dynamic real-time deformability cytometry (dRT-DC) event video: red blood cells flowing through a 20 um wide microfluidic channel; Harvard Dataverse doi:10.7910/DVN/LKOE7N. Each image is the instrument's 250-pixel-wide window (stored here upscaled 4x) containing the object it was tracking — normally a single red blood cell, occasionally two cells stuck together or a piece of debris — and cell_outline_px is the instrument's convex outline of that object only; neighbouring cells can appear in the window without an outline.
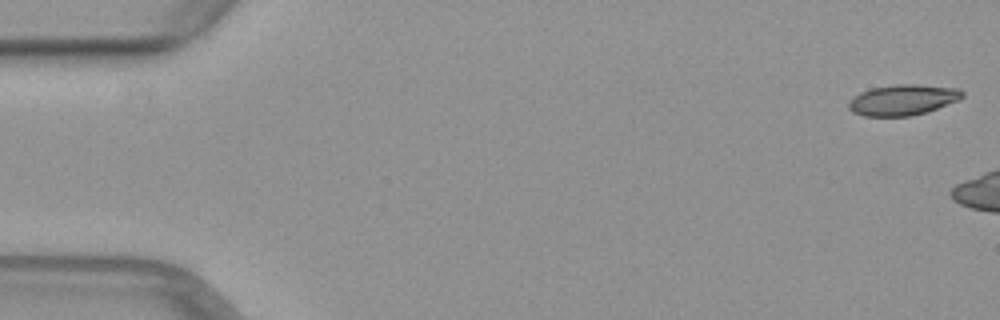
{"species": "common noctule bat (a hibernating species)", "species_latin": "Nyctalus noctula", "temperature_condition": "warm", "stored_images_in_passage": 8, "camera_frame_rate_fps": 3000, "um_per_image_px": 0.085, "animal": {"sex": "female", "body_mass_g": 29.2, "forearm_length_mm": 56.3}, "frame": {"image": 1, "passage_image": 1, "time_ms": 0.0, "image_size_px": [1000, 320], "cell_outline_px": [[964, 96], [960, 100], [912, 116], [864, 116], [852, 112], [848, 108], [848, 100], [852, 96], [860, 92], [872, 88], [896, 84], [916, 84], [960, 88], [964, 92]], "centroid_in_image_um": [76.72, 8.48], "position_along_channel_um": 8.3, "area_um2": 20.52}}